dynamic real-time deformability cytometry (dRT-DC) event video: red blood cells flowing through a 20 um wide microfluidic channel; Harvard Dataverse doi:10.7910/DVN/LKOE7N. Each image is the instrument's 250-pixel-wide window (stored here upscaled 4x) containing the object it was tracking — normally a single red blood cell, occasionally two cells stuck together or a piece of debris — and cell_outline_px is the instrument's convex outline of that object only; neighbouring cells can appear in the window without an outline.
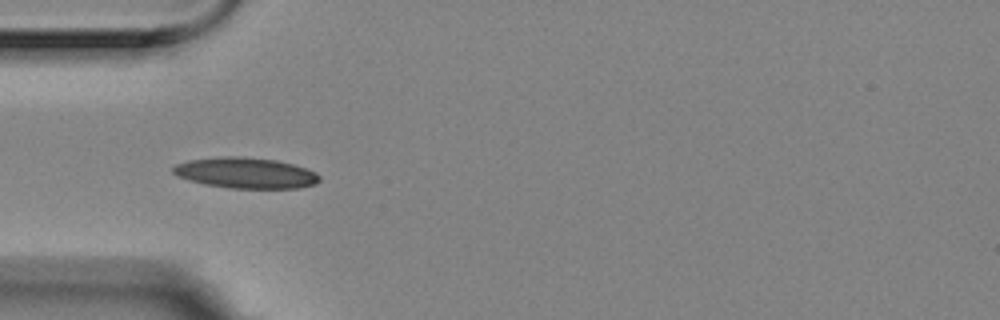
{"species": "Egyptian fruit bat (a non-hibernating species)", "species_latin": "Rousettus aegyptiacus", "temperature_condition": "room temperature", "stored_images_in_passage": 9, "camera_frame_rate_fps": 3000, "um_per_image_px": 0.085, "animal": {"sex": "female"}, "frame": {"image": 1, "passage_image": 3, "time_ms": 0.667, "image_size_px": [1000, 320], "cell_outline_px": [[320, 180], [316, 184], [296, 188], [228, 188], [204, 184], [176, 176], [172, 172], [172, 168], [176, 164], [188, 160], [224, 156], [240, 156], [276, 160], [292, 164], [316, 172], [320, 176]], "centroid_in_image_um": [20.86, 14.7], "position_along_channel_um": 64.1, "area_um2": 26.24}}
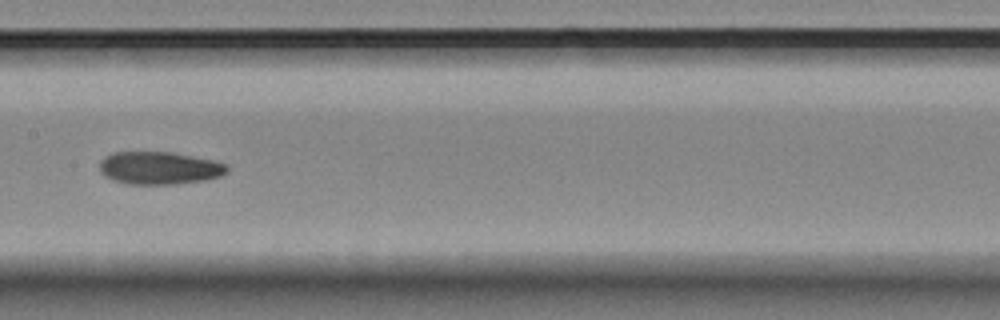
{"frame": {"image": 2, "passage_image": 6, "time_ms": 1.667, "image_size_px": [1000, 320], "cell_outline_px": [[228, 172], [220, 176], [204, 180], [176, 184], [128, 184], [112, 180], [104, 176], [100, 172], [100, 160], [104, 156], [112, 152], [172, 152], [212, 160], [228, 164]], "centroid_in_image_um": [13.52, 14.28], "position_along_channel_um": 193.9, "area_um2": 24.45}}
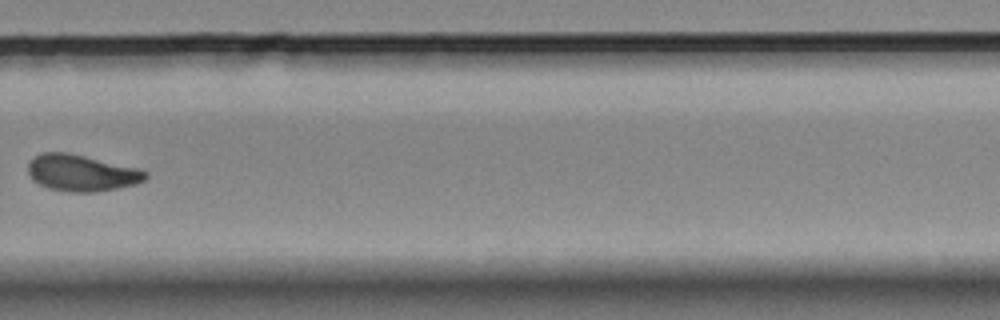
{"frame": {"image": 3, "passage_image": 9, "time_ms": 2.667, "image_size_px": [1000, 320], "cell_outline_px": [[148, 176], [144, 180], [136, 184], [96, 192], [68, 192], [48, 188], [32, 180], [28, 172], [28, 164], [32, 156], [40, 152], [68, 152], [140, 168], [148, 172]], "centroid_in_image_um": [6.92, 14.68], "position_along_channel_um": 322.9, "area_um2": 25.32}}